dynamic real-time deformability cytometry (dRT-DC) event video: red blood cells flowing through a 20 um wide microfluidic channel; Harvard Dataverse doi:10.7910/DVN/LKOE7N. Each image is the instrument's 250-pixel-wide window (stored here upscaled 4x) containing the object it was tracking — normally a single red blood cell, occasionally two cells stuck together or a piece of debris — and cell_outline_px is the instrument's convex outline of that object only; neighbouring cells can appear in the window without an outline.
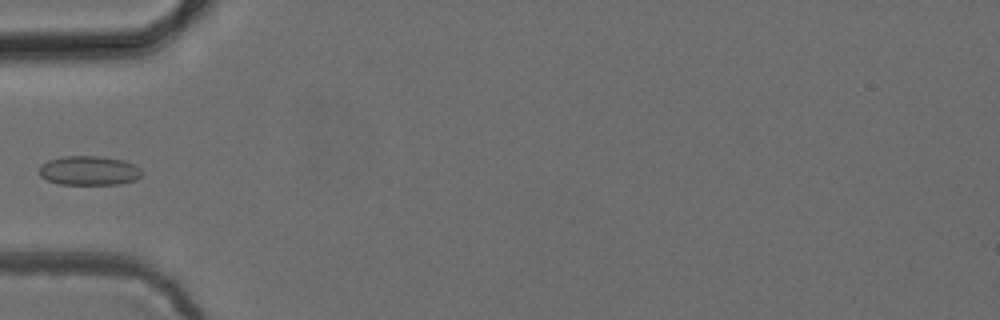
{"species": "common noctule bat (a hibernating species)", "species_latin": "Nyctalus noctula", "temperature_condition": "cold", "stored_images_in_passage": 4, "camera_frame_rate_fps": 3000, "um_per_image_px": 0.085, "animal": {"sex": "female", "body_mass_g": 24.6, "forearm_length_mm": 56.2}, "frame": {"image": 1, "passage_image": 4, "time_ms": 3.333, "image_size_px": [1000, 320], "cell_outline_px": [[144, 176], [136, 180], [120, 184], [60, 184], [48, 180], [40, 176], [40, 164], [48, 160], [60, 156], [100, 156], [124, 160], [140, 168], [144, 172]], "centroid_in_image_um": [7.6, 14.5], "position_along_channel_um": 77.4, "area_um2": 17.74}}